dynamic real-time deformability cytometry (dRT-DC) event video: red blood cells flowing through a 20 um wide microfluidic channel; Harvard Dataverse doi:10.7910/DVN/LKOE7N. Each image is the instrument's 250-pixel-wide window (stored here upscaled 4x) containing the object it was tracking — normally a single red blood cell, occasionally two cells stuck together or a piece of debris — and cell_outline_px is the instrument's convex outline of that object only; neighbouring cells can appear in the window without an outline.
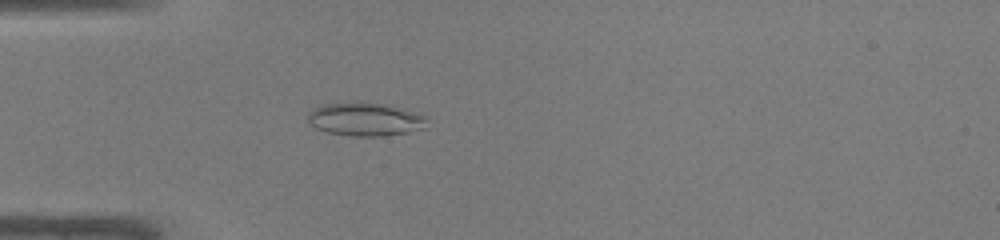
{"species": "common noctule bat (a hibernating species)", "species_latin": "Nyctalus noctula", "temperature_condition": "warm", "stored_images_in_passage": 39, "camera_frame_rate_fps": 3000, "um_per_image_px": 0.085, "animal": {"sex": "male", "body_mass_g": 19.0, "forearm_length_mm": 50.8}, "frame": {"image": 1, "passage_image": 6, "time_ms": 1.667, "image_size_px": [1000, 240], "cell_outline_px": [[424, 128], [408, 132], [380, 136], [352, 136], [328, 132], [316, 128], [308, 124], [308, 112], [312, 108], [324, 104], [348, 100], [360, 100], [392, 104], [424, 116]], "centroid_in_image_um": [30.96, 10.09], "position_along_channel_um": 54.0, "area_um2": 23.7}}
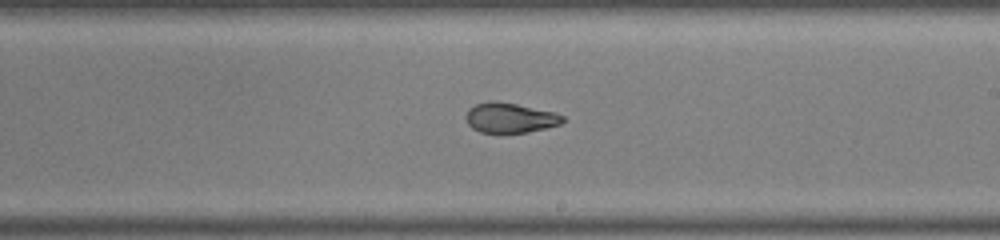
{"frame": {"image": 2, "passage_image": 20, "time_ms": 6.333, "image_size_px": [1000, 240], "cell_outline_px": [[564, 120], [560, 124], [528, 132], [480, 132], [472, 128], [468, 124], [464, 116], [468, 108], [476, 104], [492, 100], [516, 104], [552, 112], [564, 116]], "centroid_in_image_um": [43.29, 10.01], "position_along_channel_um": 245.7, "area_um2": 16.7}}
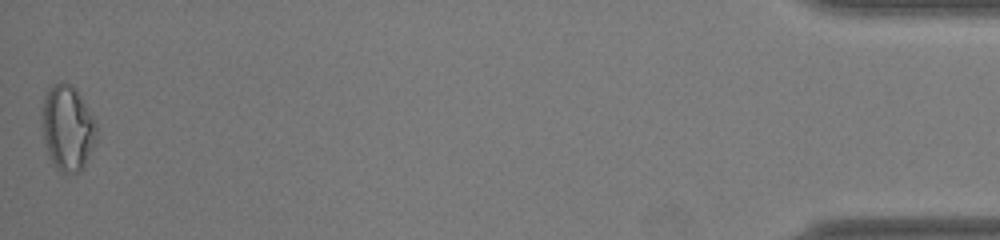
{"frame": {"image": 3, "passage_image": 39, "time_ms": 12.667, "image_size_px": [1000, 240], "cell_outline_px": [[96, 140], [84, 168], [80, 172], [60, 172], [56, 168], [48, 156], [44, 140], [40, 120], [44, 96], [48, 88], [52, 84], [60, 80], [76, 88], [92, 116], [96, 124]], "centroid_in_image_um": [5.71, 10.87], "position_along_channel_um": 429.5, "area_um2": 27.46}, "authors_computed_cell_mechanics": {"area_um2": 19.2474, "velocity_mm_per_s": 4.3096, "shape_relaxation_time_tau1_ms": null, "shape_relaxation_time_tau2_ms": 1.1321, "deformation_change_tau1": null, "deformation_change_tau2": 0.0641}}